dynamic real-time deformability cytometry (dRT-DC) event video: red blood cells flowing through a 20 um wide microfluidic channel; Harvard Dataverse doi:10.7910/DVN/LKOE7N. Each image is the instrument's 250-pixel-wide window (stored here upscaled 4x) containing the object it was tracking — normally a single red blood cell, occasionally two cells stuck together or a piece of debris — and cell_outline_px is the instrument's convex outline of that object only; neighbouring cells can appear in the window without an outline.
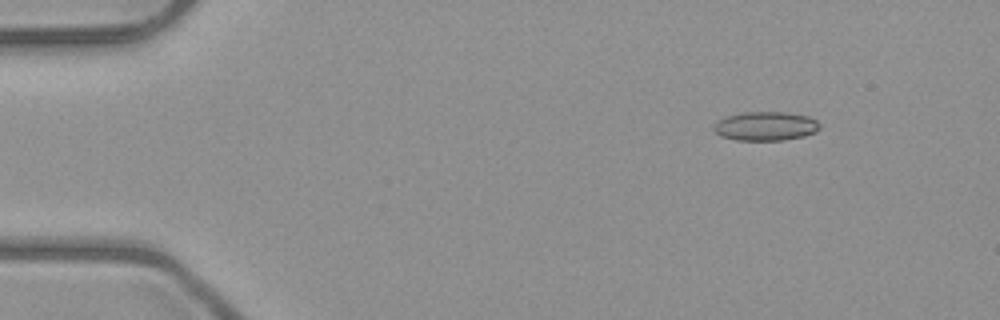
{"species": "common noctule bat (a hibernating species)", "species_latin": "Nyctalus noctula", "temperature_condition": "room temperature", "stored_images_in_passage": 5, "camera_frame_rate_fps": 3000, "um_per_image_px": 0.085, "animal": {"sex": "male", "body_mass_g": 23.1, "forearm_length_mm": 52.7}, "frame": {"image": 1, "passage_image": 1, "time_ms": 0.0, "image_size_px": [1000, 320], "cell_outline_px": [[820, 128], [816, 132], [804, 136], [780, 140], [736, 140], [720, 136], [712, 128], [716, 120], [740, 112], [788, 112], [808, 116], [816, 120], [820, 124]], "centroid_in_image_um": [65.06, 10.71], "position_along_channel_um": 19.9, "area_um2": 18.03}}
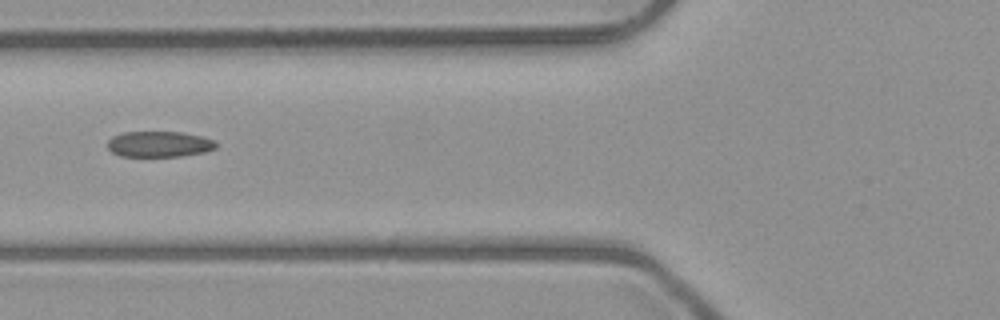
{"frame": {"image": 2, "passage_image": 5, "time_ms": 4.667, "image_size_px": [1000, 320], "cell_outline_px": [[216, 148], [204, 152], [180, 156], [120, 156], [112, 152], [108, 148], [108, 140], [112, 136], [124, 132], [180, 132], [200, 136], [212, 140], [216, 144]], "centroid_in_image_um": [13.49, 12.25], "position_along_channel_um": 112.3, "area_um2": 16.13}}